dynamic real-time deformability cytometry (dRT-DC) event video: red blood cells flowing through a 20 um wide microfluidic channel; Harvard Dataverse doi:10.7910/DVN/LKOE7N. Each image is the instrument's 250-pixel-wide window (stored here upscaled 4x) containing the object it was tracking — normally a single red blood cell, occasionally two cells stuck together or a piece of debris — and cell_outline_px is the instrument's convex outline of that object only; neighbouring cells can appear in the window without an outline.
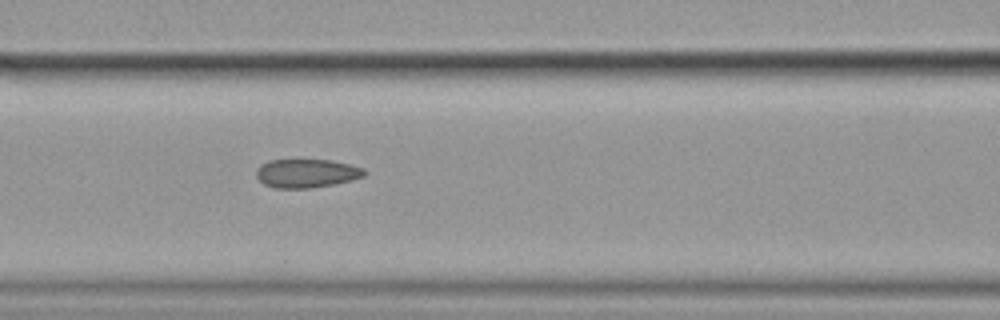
{"species": "common noctule bat (a hibernating species)", "species_latin": "Nyctalus noctula", "temperature_condition": "cold", "stored_images_in_passage": 5, "camera_frame_rate_fps": 3000, "um_per_image_px": 0.085, "animal": {"sex": "female", "body_mass_g": 19.9}, "frame": {"image": 1, "passage_image": 5, "time_ms": 1.333, "image_size_px": [1000, 320], "cell_outline_px": [[368, 172], [364, 176], [352, 180], [332, 184], [308, 188], [276, 188], [264, 184], [256, 176], [256, 168], [260, 164], [268, 160], [332, 160], [364, 168]], "centroid_in_image_um": [26.05, 14.72], "position_along_channel_um": 140.6, "area_um2": 18.03}}